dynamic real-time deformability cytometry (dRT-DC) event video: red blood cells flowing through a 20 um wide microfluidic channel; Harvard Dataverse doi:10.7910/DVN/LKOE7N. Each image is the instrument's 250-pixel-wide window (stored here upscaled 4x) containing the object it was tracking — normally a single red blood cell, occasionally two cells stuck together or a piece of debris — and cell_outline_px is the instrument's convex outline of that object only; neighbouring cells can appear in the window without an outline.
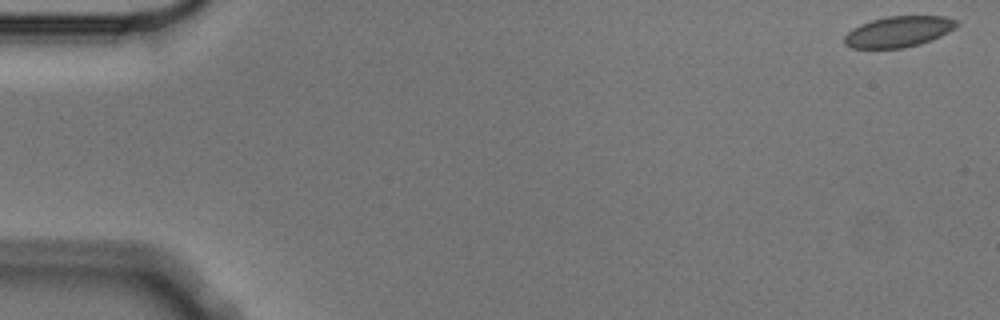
{"species": "Egyptian fruit bat (a non-hibernating species)", "species_latin": "Rousettus aegyptiacus", "temperature_condition": "cold", "stored_images_in_passage": 5, "camera_frame_rate_fps": 3000, "um_per_image_px": 0.085, "animal": {"sex": "male"}, "frame": {"image": 1, "passage_image": 1, "time_ms": 0.0, "image_size_px": [1000, 320], "cell_outline_px": [[960, 24], [956, 28], [932, 40], [920, 44], [904, 48], [852, 48], [844, 44], [844, 36], [852, 28], [860, 24], [872, 20], [888, 16], [944, 16], [960, 20]], "centroid_in_image_um": [76.41, 2.68], "position_along_channel_um": 8.6, "area_um2": 20.4}}
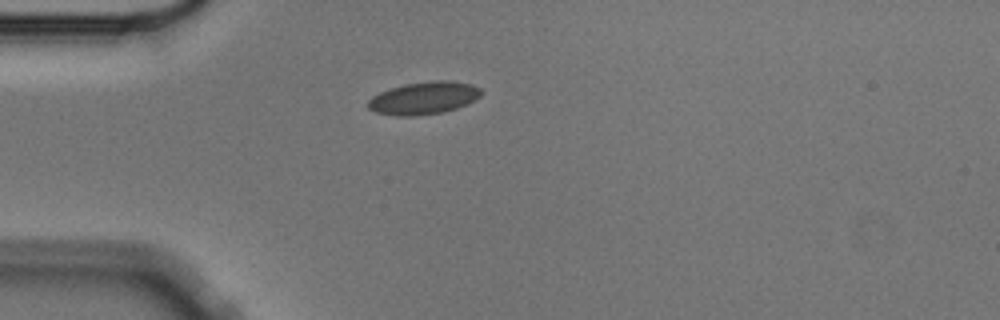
{"frame": {"image": 2, "passage_image": 5, "time_ms": 1.333, "image_size_px": [1000, 320], "cell_outline_px": [[484, 92], [480, 96], [468, 104], [444, 112], [412, 116], [396, 116], [376, 112], [368, 108], [368, 100], [372, 96], [380, 92], [404, 84], [436, 80], [448, 80], [472, 84], [480, 88]], "centroid_in_image_um": [36.05, 8.33], "position_along_channel_um": 49.0, "area_um2": 21.5}}